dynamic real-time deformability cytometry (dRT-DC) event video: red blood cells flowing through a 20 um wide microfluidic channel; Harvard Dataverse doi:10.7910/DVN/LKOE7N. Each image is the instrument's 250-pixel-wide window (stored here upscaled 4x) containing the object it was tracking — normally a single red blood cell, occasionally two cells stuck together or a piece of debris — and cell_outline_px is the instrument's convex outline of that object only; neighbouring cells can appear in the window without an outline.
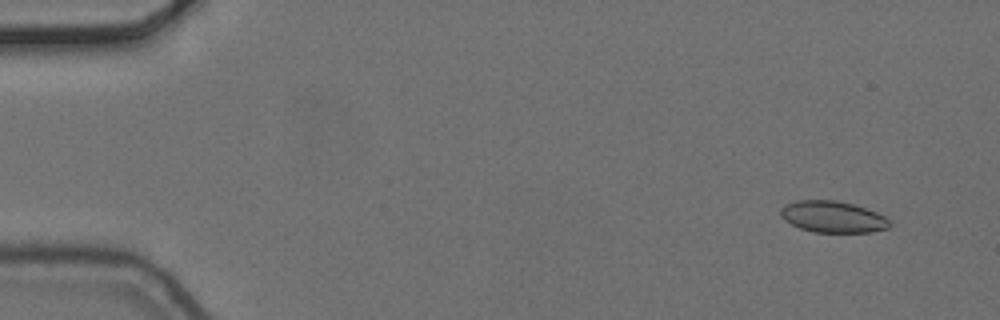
{"species": "common noctule bat (a hibernating species)", "species_latin": "Nyctalus noctula", "temperature_condition": "cold", "stored_images_in_passage": 4, "camera_frame_rate_fps": 3000, "um_per_image_px": 0.085, "animal": {"sex": "female", "body_mass_g": 24.6, "forearm_length_mm": 56.2}, "frame": {"image": 1, "passage_image": 2, "time_ms": 0.333, "image_size_px": [1000, 320], "cell_outline_px": [[892, 224], [888, 228], [872, 232], [816, 232], [800, 228], [784, 220], [780, 216], [780, 208], [784, 204], [796, 200], [836, 200], [852, 204], [876, 212], [884, 216]], "centroid_in_image_um": [70.75, 18.42], "position_along_channel_um": 14.2, "area_um2": 20.0}}